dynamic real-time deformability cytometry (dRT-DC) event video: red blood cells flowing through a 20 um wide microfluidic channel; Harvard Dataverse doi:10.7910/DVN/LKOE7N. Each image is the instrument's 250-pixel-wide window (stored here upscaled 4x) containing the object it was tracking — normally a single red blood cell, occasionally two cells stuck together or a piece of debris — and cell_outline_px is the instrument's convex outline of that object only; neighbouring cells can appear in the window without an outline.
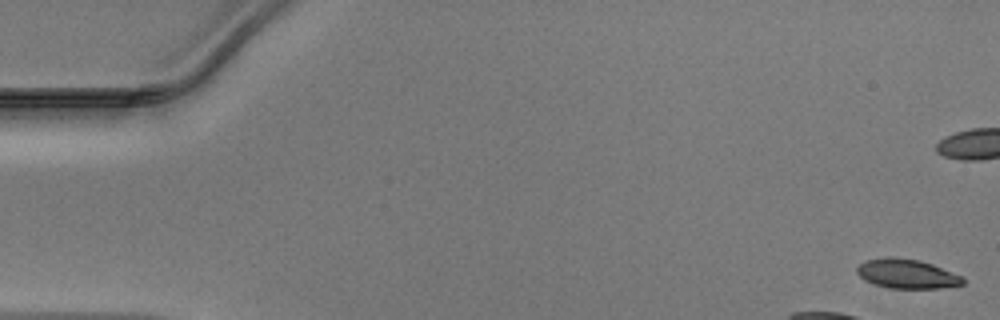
{"species": "Egyptian fruit bat (a non-hibernating species)", "species_latin": "Rousettus aegyptiacus", "temperature_condition": "warm", "stored_images_in_passage": 13, "camera_frame_rate_fps": 3000, "um_per_image_px": 0.085, "animal": {"sex": "male"}, "frame": {"image": 1, "passage_image": 1, "time_ms": 0.0, "image_size_px": [1000, 320], "cell_outline_px": [[964, 284], [940, 288], [888, 288], [864, 280], [856, 272], [856, 268], [860, 264], [868, 260], [888, 256], [892, 256], [920, 260], [932, 264], [960, 276], [964, 280]], "centroid_in_image_um": [77.05, 23.27], "position_along_channel_um": 7.9, "area_um2": 17.92}}